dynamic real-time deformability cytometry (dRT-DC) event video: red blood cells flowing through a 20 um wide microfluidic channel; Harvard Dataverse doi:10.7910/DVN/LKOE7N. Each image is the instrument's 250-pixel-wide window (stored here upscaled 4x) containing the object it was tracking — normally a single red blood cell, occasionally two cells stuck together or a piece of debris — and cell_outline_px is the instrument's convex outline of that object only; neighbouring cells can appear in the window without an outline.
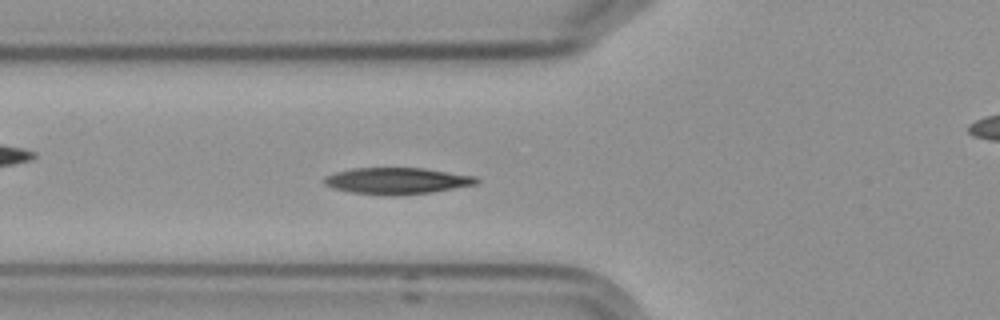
{"species": "Egyptian fruit bat (a non-hibernating species)", "species_latin": "Rousettus aegyptiacus", "temperature_condition": "cold", "stored_images_in_passage": 7, "segment_of_instrument_passage": [1, 2], "camera_frame_rate_fps": 3000, "um_per_image_px": 0.085, "frame": {"image": 1, "passage_image": 6, "time_ms": 5.667, "image_size_px": [1000, 320], "cell_outline_px": [[480, 180], [476, 184], [432, 192], [396, 196], [392, 196], [352, 192], [336, 188], [324, 184], [324, 176], [336, 172], [352, 168], [424, 168], [476, 176]], "centroid_in_image_um": [33.76, 15.37], "position_along_channel_um": 92.0, "area_um2": 23.41}}